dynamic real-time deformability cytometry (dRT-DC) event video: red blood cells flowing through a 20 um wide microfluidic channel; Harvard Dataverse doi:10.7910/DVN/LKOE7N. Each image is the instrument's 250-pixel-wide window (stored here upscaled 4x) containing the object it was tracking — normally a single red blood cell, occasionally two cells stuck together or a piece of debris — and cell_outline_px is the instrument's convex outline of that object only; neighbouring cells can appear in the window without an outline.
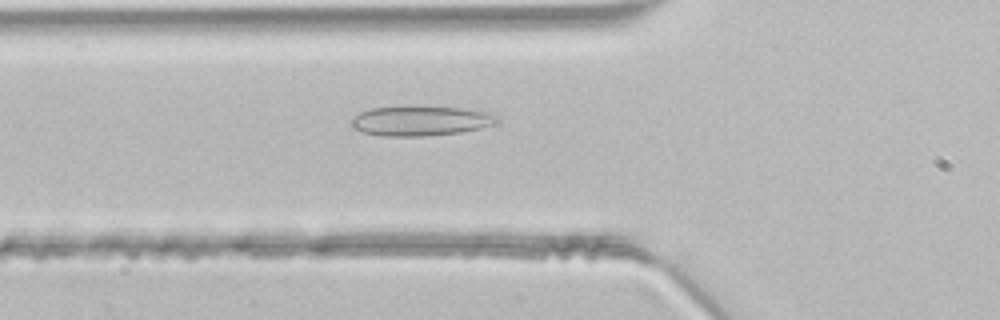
{"species": "common noctule bat (a hibernating species)", "species_latin": "Nyctalus noctula", "temperature_condition": "room temperature", "stored_images_in_passage": 42, "camera_frame_rate_fps": 3000, "um_per_image_px": 0.085, "animal": {"sex": "male", "body_mass_g": 21.5, "forearm_length_mm": 52.0}, "frame": {"image": 1, "passage_image": 11, "time_ms": 3.333, "image_size_px": [1000, 320], "cell_outline_px": [[496, 120], [492, 124], [480, 128], [460, 132], [428, 136], [384, 136], [364, 132], [352, 128], [352, 120], [360, 112], [372, 108], [460, 108], [488, 112], [496, 116]], "centroid_in_image_um": [35.73, 10.3], "position_along_channel_um": 90.1, "area_um2": 24.33}}
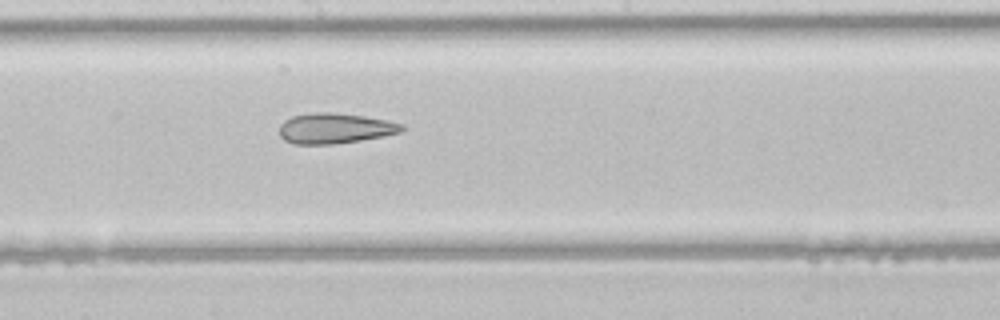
{"frame": {"image": 2, "passage_image": 20, "time_ms": 6.333, "image_size_px": [1000, 320], "cell_outline_px": [[408, 128], [404, 132], [384, 136], [360, 140], [332, 144], [296, 144], [284, 140], [280, 136], [280, 124], [284, 120], [292, 116], [312, 112], [328, 112], [364, 116], [388, 120], [404, 124]], "centroid_in_image_um": [28.52, 10.9], "position_along_channel_um": 219.7, "area_um2": 21.91}}
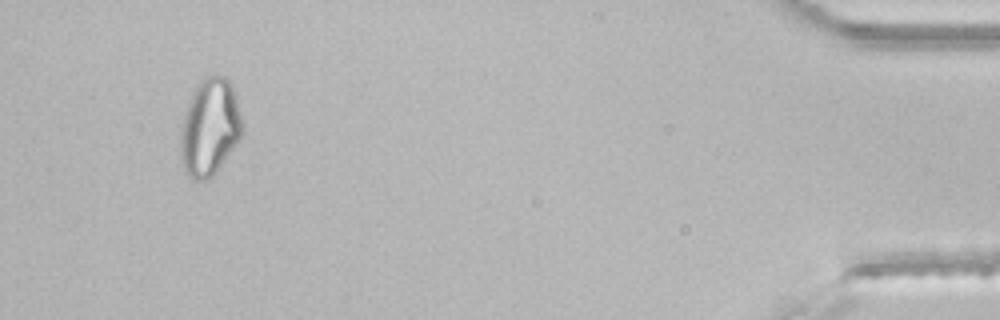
{"frame": {"image": 3, "passage_image": 39, "time_ms": 12.667, "image_size_px": [1000, 320], "cell_outline_px": [[240, 140], [216, 172], [208, 180], [196, 180], [188, 176], [184, 172], [180, 160], [180, 136], [184, 112], [188, 100], [196, 84], [204, 76], [224, 76], [232, 84], [240, 112]], "centroid_in_image_um": [17.78, 10.83], "position_along_channel_um": 417.4, "area_um2": 35.08}}